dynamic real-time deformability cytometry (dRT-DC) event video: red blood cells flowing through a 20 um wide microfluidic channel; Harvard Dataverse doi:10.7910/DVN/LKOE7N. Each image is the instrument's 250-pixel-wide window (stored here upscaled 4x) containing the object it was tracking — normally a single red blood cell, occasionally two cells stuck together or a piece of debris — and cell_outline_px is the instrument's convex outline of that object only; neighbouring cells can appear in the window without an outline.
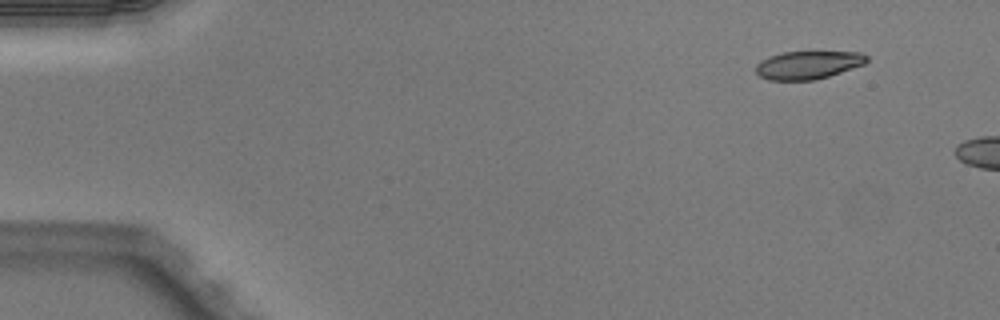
{"species": "Egyptian fruit bat (a non-hibernating species)", "species_latin": "Rousettus aegyptiacus", "temperature_condition": "warm", "stored_images_in_passage": 11, "camera_frame_rate_fps": 3000, "um_per_image_px": 0.085, "animal": {"sex": "male"}, "frame": {"image": 1, "passage_image": 1, "time_ms": 0.0, "image_size_px": [1000, 320], "cell_outline_px": [[868, 60], [864, 64], [816, 80], [768, 80], [760, 76], [756, 72], [756, 64], [760, 60], [768, 56], [784, 52], [860, 52], [868, 56]], "centroid_in_image_um": [68.66, 5.52], "position_along_channel_um": 16.3, "area_um2": 18.09}}